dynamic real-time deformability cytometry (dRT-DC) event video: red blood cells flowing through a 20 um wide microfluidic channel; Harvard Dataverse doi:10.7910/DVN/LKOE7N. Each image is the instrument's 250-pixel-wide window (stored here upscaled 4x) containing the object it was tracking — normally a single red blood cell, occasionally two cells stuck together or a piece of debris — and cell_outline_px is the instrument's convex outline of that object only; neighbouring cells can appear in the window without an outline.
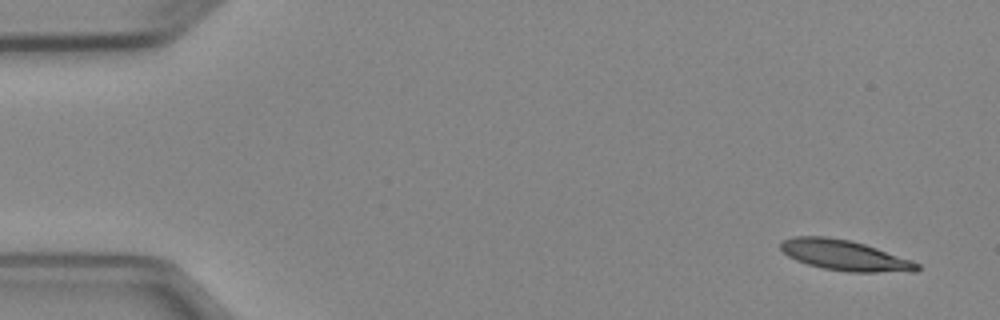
{"species": "Egyptian fruit bat (a non-hibernating species)", "species_latin": "Rousettus aegyptiacus", "temperature_condition": "cold", "stored_images_in_passage": 4, "camera_frame_rate_fps": 3000, "um_per_image_px": 0.085, "animal": {"sex": "female"}, "frame": {"image": 1, "passage_image": 1, "time_ms": 0.0, "image_size_px": [1000, 320], "cell_outline_px": [[920, 268], [916, 272], [848, 272], [824, 268], [808, 264], [796, 260], [788, 256], [780, 248], [780, 244], [784, 240], [792, 236], [824, 236], [848, 240], [864, 244], [912, 260], [920, 264]], "centroid_in_image_um": [71.82, 21.71], "position_along_channel_um": 13.2, "area_um2": 24.1}}
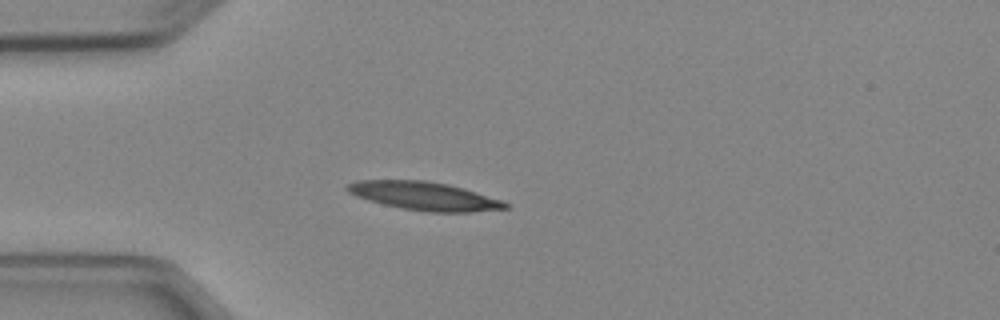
{"frame": {"image": 2, "passage_image": 4, "time_ms": 3.667, "image_size_px": [1000, 320], "cell_outline_px": [[508, 208], [472, 212], [428, 212], [404, 208], [384, 204], [368, 200], [356, 196], [348, 192], [344, 188], [348, 184], [356, 180], [424, 180], [448, 184], [464, 188], [504, 200], [508, 204]], "centroid_in_image_um": [36.08, 16.65], "position_along_channel_um": 48.9, "area_um2": 26.13}}